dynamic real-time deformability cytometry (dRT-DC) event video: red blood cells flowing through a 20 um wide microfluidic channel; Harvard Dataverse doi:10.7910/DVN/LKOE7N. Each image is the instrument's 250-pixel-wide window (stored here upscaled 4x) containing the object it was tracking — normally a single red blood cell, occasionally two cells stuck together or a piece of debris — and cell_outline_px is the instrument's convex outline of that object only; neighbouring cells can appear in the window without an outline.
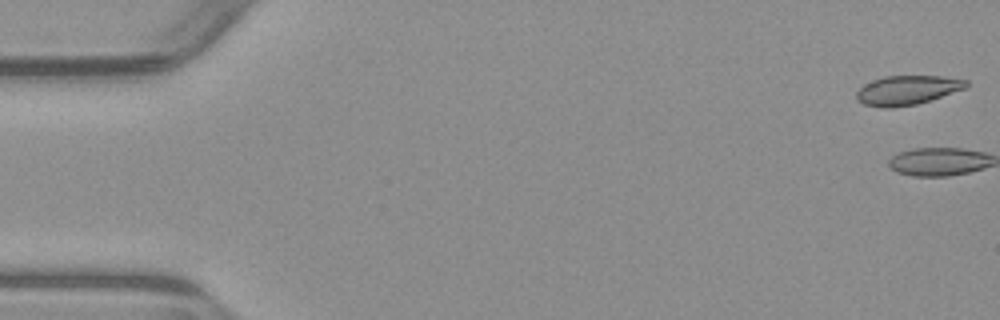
{"species": "common noctule bat (a hibernating species)", "species_latin": "Nyctalus noctula", "temperature_condition": "warm", "stored_images_in_passage": 2, "camera_frame_rate_fps": 3000, "um_per_image_px": 0.085, "animal": {"sex": "male", "body_mass_g": 23.1, "forearm_length_mm": 52.7}, "frame": {"image": 1, "passage_image": 1, "time_ms": 0.0, "image_size_px": [1000, 320], "cell_outline_px": [[968, 84], [964, 88], [916, 104], [892, 108], [884, 108], [864, 104], [856, 100], [856, 92], [864, 84], [872, 80], [884, 76], [940, 76], [968, 80]], "centroid_in_image_um": [77.05, 7.66], "position_along_channel_um": 8.0, "area_um2": 18.5}}